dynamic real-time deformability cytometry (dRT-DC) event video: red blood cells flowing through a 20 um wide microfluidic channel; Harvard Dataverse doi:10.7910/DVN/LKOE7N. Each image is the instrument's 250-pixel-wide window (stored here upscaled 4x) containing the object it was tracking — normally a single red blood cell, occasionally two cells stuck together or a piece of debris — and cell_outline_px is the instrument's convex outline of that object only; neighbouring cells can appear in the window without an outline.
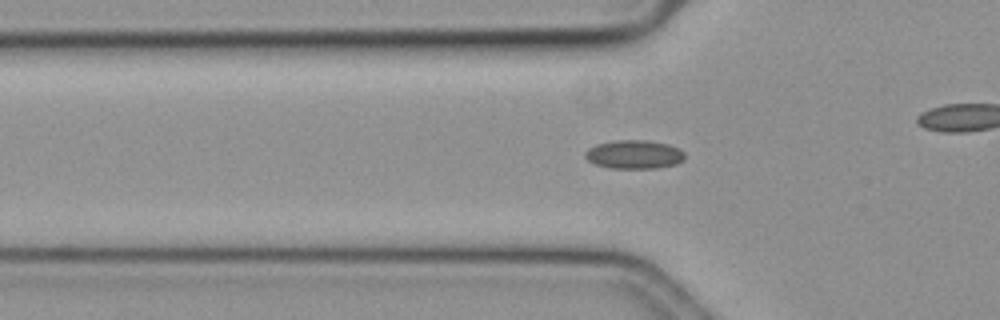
{"species": "common noctule bat (a hibernating species)", "species_latin": "Nyctalus noctula", "temperature_condition": "cold", "stored_images_in_passage": 48, "camera_frame_rate_fps": 3000, "um_per_image_px": 0.085, "animal": {"sex": "female", "body_mass_g": 19.3, "forearm_length_mm": 54.1}, "frame": {"image": 1, "passage_image": 20, "time_ms": 6.333, "image_size_px": [1000, 320], "cell_outline_px": [[684, 160], [676, 164], [656, 168], [608, 168], [596, 164], [588, 160], [584, 156], [584, 152], [588, 148], [596, 144], [616, 140], [648, 140], [668, 144], [684, 152]], "centroid_in_image_um": [53.88, 13.12], "position_along_channel_um": 71.9, "area_um2": 16.65}}
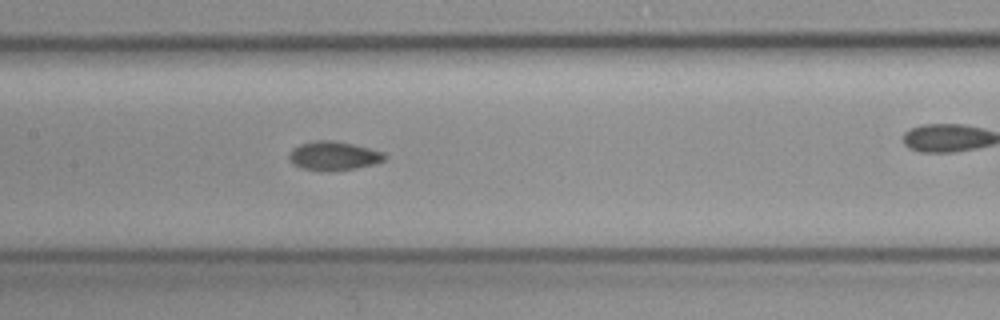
{"frame": {"image": 2, "passage_image": 29, "time_ms": 9.333, "image_size_px": [1000, 320], "cell_outline_px": [[388, 156], [384, 160], [376, 164], [356, 168], [328, 172], [320, 172], [300, 168], [292, 164], [288, 156], [292, 148], [300, 144], [316, 140], [332, 140], [352, 144], [384, 152]], "centroid_in_image_um": [28.34, 13.27], "position_along_channel_um": 179.1, "area_um2": 16.42}}
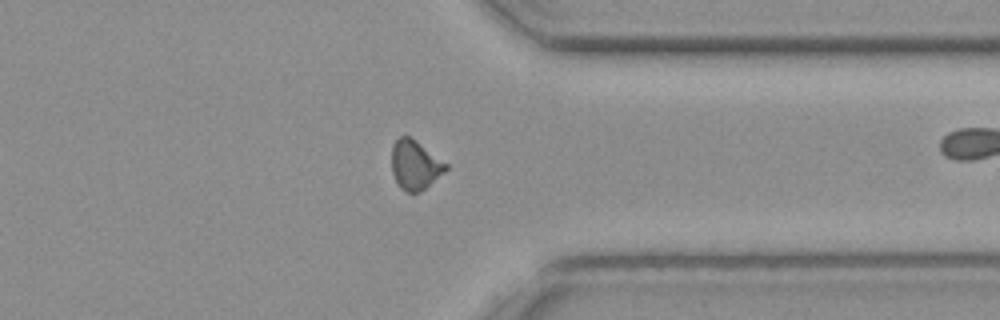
{"frame": {"image": 3, "passage_image": 46, "time_ms": 15.0, "image_size_px": [1000, 320], "cell_outline_px": [[448, 168], [444, 172], [420, 192], [412, 196], [400, 188], [392, 172], [392, 144], [400, 136], [408, 136], [416, 140], [448, 164]], "centroid_in_image_um": [35.27, 14.04], "position_along_channel_um": 376.1, "area_um2": 15.66}}